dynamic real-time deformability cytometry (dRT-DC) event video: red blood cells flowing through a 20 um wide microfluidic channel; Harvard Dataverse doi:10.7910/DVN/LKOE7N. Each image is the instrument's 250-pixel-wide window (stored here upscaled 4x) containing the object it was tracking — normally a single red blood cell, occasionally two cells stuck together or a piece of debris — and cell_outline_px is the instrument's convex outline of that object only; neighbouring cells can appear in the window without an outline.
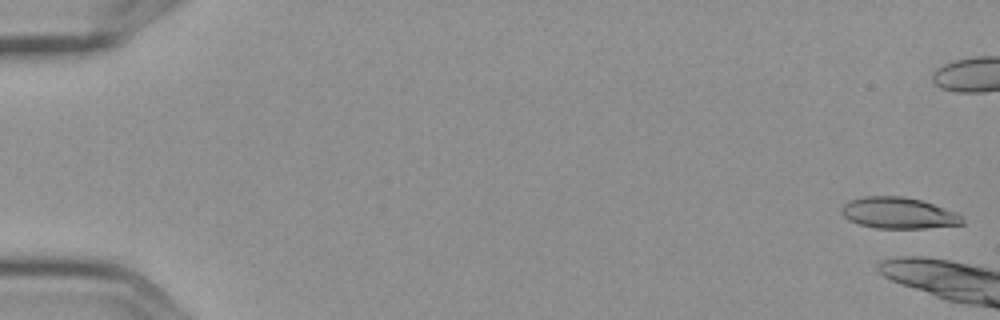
{"species": "Egyptian fruit bat (a non-hibernating species)", "species_latin": "Rousettus aegyptiacus", "temperature_condition": "cold", "stored_images_in_passage": 4, "camera_frame_rate_fps": 3000, "um_per_image_px": 0.085, "frame": {"image": 1, "passage_image": 1, "time_ms": 0.0, "image_size_px": [1000, 320], "cell_outline_px": [[964, 224], [924, 228], [876, 228], [860, 224], [848, 220], [840, 212], [840, 208], [848, 200], [864, 196], [904, 196], [920, 200], [956, 212], [964, 220]], "centroid_in_image_um": [76.33, 18.1], "position_along_channel_um": 8.7, "area_um2": 21.96}}